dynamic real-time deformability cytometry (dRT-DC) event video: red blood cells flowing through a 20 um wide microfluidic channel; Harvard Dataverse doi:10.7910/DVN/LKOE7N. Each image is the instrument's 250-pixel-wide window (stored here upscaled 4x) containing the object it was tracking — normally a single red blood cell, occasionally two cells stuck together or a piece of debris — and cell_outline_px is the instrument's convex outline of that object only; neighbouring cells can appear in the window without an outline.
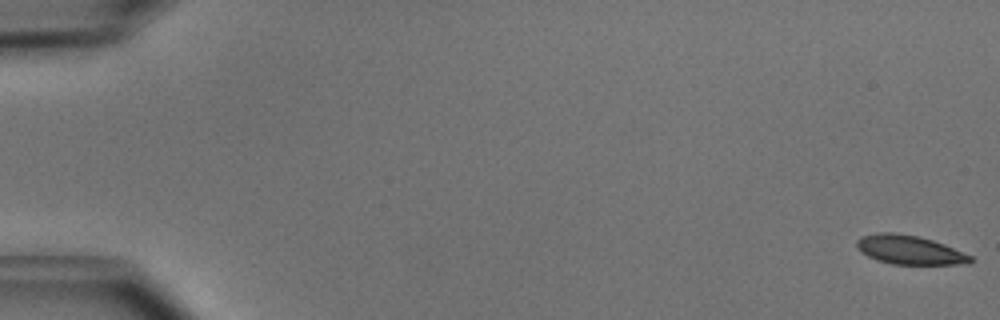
{"species": "common noctule bat (a hibernating species)", "species_latin": "Nyctalus noctula", "temperature_condition": "cold", "stored_images_in_passage": 14, "camera_frame_rate_fps": 3000, "um_per_image_px": 0.085, "animal": {"sex": "male", "body_mass_g": 15.6}, "frame": {"image": 1, "passage_image": 1, "time_ms": 0.0, "image_size_px": [1000, 320], "cell_outline_px": [[976, 260], [968, 264], [892, 264], [876, 260], [860, 252], [856, 244], [856, 240], [860, 236], [880, 232], [892, 232], [920, 236], [944, 244], [972, 256]], "centroid_in_image_um": [77.3, 21.24], "position_along_channel_um": 7.7, "area_um2": 19.36}}